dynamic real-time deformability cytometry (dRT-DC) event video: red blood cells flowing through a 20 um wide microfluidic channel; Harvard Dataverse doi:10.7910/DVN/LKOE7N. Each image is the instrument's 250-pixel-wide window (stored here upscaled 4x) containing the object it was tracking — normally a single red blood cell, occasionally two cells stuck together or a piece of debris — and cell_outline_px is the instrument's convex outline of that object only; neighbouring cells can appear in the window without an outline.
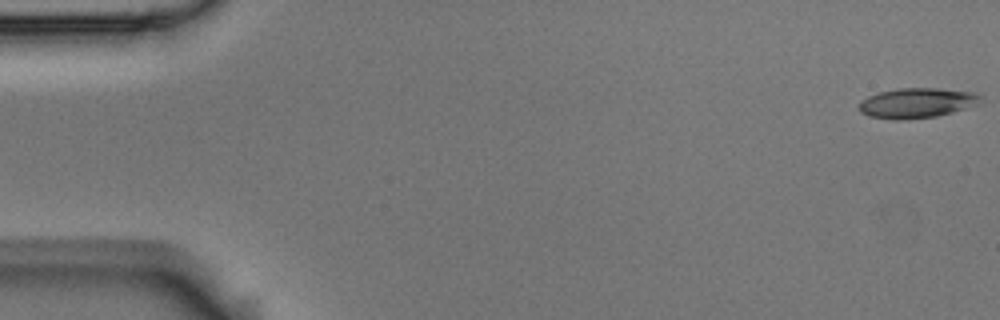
{"species": "Egyptian fruit bat (a non-hibernating species)", "species_latin": "Rousettus aegyptiacus", "temperature_condition": "room temperature", "stored_images_in_passage": 7, "camera_frame_rate_fps": 3000, "um_per_image_px": 0.085, "animal": {"sex": "male"}, "frame": {"image": 1, "passage_image": 1, "time_ms": 0.0, "image_size_px": [1000, 320], "cell_outline_px": [[980, 96], [976, 104], [952, 112], [936, 116], [900, 120], [896, 120], [868, 116], [860, 112], [860, 100], [876, 92], [896, 88], [936, 88], [972, 92]], "centroid_in_image_um": [77.83, 8.74], "position_along_channel_um": 7.2, "area_um2": 21.04}}
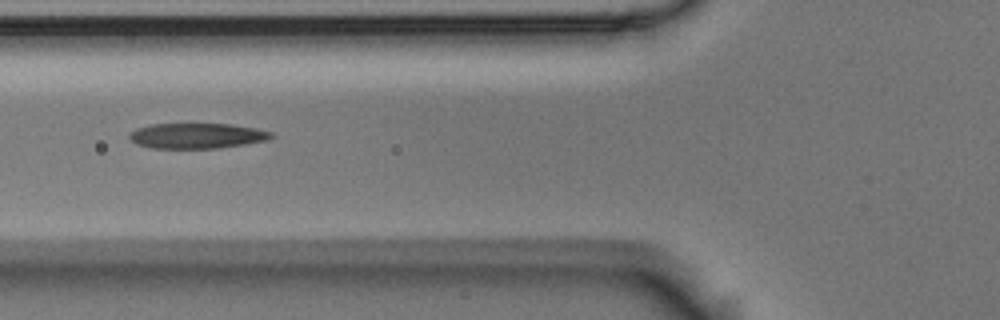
{"frame": {"image": 2, "passage_image": 6, "time_ms": 1.667, "image_size_px": [1000, 320], "cell_outline_px": [[276, 136], [268, 140], [244, 144], [216, 148], [152, 148], [136, 144], [128, 136], [128, 132], [136, 128], [152, 124], [228, 124], [256, 128], [272, 132]], "centroid_in_image_um": [16.73, 11.54], "position_along_channel_um": 109.1, "area_um2": 20.98}}
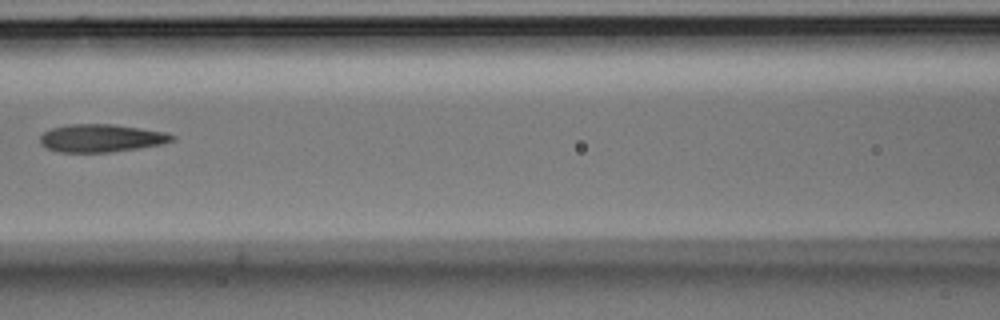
{"frame": {"image": 3, "passage_image": 7, "time_ms": 2.0, "image_size_px": [1000, 320], "cell_outline_px": [[176, 140], [164, 144], [140, 148], [108, 152], [60, 152], [48, 148], [40, 144], [40, 136], [44, 132], [52, 128], [68, 124], [112, 124], [140, 128], [164, 132], [176, 136]], "centroid_in_image_um": [8.63, 11.74], "position_along_channel_um": 158.0, "area_um2": 21.44}}